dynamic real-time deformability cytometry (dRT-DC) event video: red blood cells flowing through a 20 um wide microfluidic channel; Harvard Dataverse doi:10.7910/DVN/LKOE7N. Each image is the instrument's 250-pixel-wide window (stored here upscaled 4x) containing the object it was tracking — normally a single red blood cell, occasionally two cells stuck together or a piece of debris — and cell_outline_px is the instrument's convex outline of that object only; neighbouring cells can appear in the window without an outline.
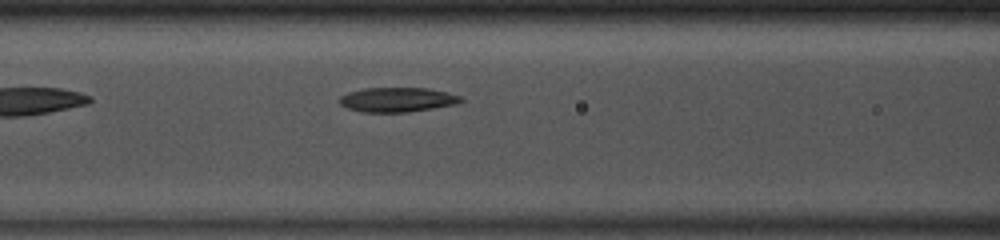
{"species": "common noctule bat (a hibernating species)", "species_latin": "Nyctalus noctula", "temperature_condition": "room temperature", "stored_images_in_passage": 36, "camera_frame_rate_fps": 3000, "um_per_image_px": 0.085, "animal": {"sex": "male", "body_mass_g": 13.0, "forearm_length_mm": 53.1}, "frame": {"image": 1, "passage_image": 7, "time_ms": 2.0, "image_size_px": [1000, 240], "cell_outline_px": [[464, 100], [456, 104], [408, 112], [360, 112], [348, 108], [340, 104], [340, 96], [348, 92], [364, 88], [428, 88], [448, 92], [460, 96]], "centroid_in_image_um": [33.77, 8.47], "position_along_channel_um": 132.8, "area_um2": 17.34}}
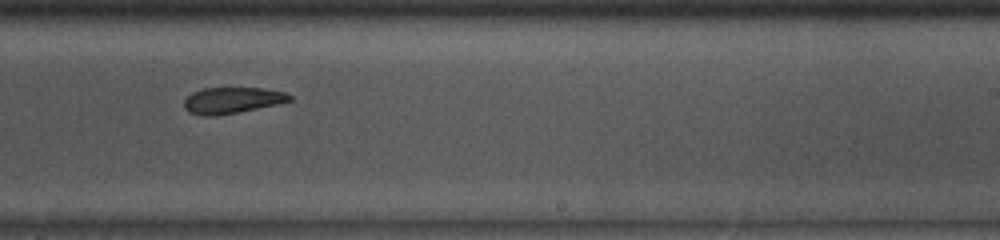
{"frame": {"image": 2, "passage_image": 17, "time_ms": 5.333, "image_size_px": [1000, 240], "cell_outline_px": [[292, 100], [276, 104], [216, 116], [204, 116], [188, 112], [184, 108], [184, 100], [192, 92], [204, 88], [264, 88], [284, 92], [292, 96]], "centroid_in_image_um": [19.69, 8.52], "position_along_channel_um": 269.3, "area_um2": 15.95}}
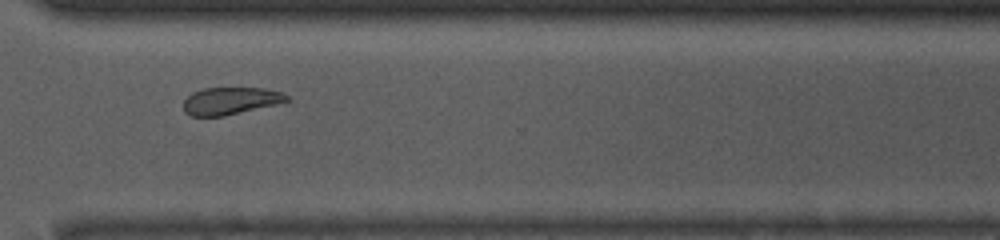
{"frame": {"image": 3, "passage_image": 23, "time_ms": 7.333, "image_size_px": [1000, 240], "cell_outline_px": [[292, 100], [284, 104], [224, 116], [192, 116], [184, 112], [184, 100], [192, 92], [204, 88], [264, 88], [284, 92]], "centroid_in_image_um": [19.7, 8.58], "position_along_channel_um": 350.9, "area_um2": 16.94}, "authors_computed_cell_mechanics": {"area_um2": 17.6579, "velocity_mm_per_s": 4.0904, "shape_relaxation_time_tau1_ms": 6.2369, "shape_relaxation_time_tau2_ms": 3.2223, "deformation_change_tau1": 0.1424, "deformation_change_tau2": 0.1036}}